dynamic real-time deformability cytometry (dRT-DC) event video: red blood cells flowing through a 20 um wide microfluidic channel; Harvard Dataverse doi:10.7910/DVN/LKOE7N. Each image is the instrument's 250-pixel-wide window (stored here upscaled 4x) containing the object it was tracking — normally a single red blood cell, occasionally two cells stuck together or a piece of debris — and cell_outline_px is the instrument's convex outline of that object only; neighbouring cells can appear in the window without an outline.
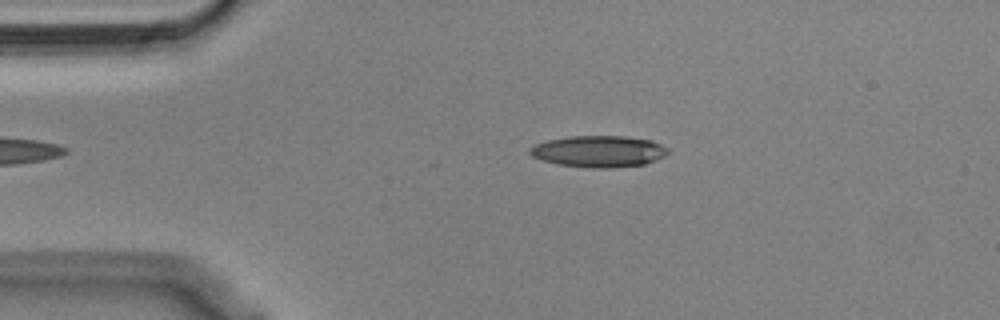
{"species": "Egyptian fruit bat (a non-hibernating species)", "species_latin": "Rousettus aegyptiacus", "temperature_condition": "cold", "stored_images_in_passage": 45, "camera_frame_rate_fps": 3000, "um_per_image_px": 0.085, "animal": {"sex": "male"}, "frame": {"image": 1, "passage_image": 7, "time_ms": 2.0, "image_size_px": [1000, 320], "cell_outline_px": [[668, 152], [664, 156], [656, 160], [644, 164], [608, 168], [592, 168], [556, 164], [540, 160], [532, 156], [528, 152], [528, 148], [536, 144], [548, 140], [568, 136], [624, 136], [652, 140], [668, 148]], "centroid_in_image_um": [50.86, 12.86], "position_along_channel_um": 34.1, "area_um2": 25.43}}
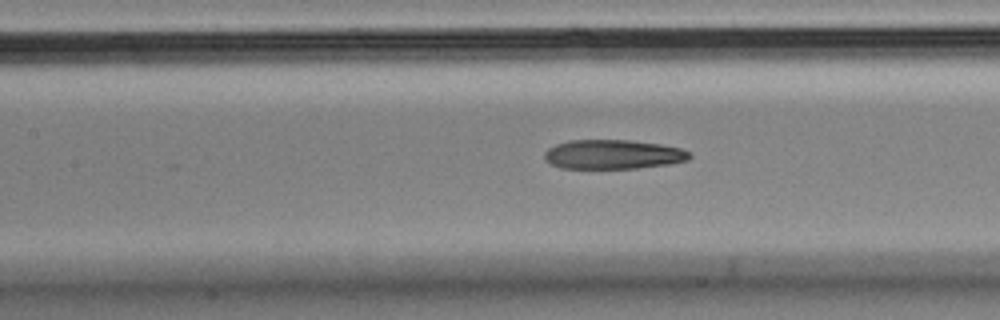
{"frame": {"image": 2, "passage_image": 20, "time_ms": 6.333, "image_size_px": [1000, 320], "cell_outline_px": [[692, 156], [688, 160], [672, 164], [636, 168], [560, 168], [552, 164], [544, 156], [544, 152], [548, 148], [556, 144], [568, 140], [628, 140], [660, 144], [680, 148], [688, 152]], "centroid_in_image_um": [52.12, 13.12], "position_along_channel_um": 155.3, "area_um2": 24.74}}
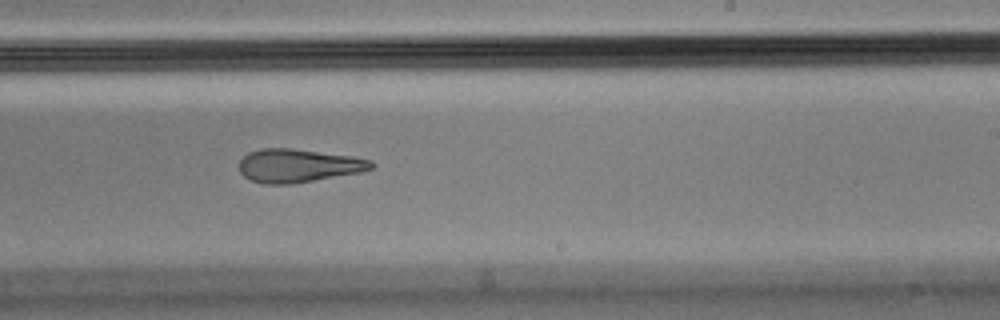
{"frame": {"image": 3, "passage_image": 29, "time_ms": 9.333, "image_size_px": [1000, 320], "cell_outline_px": [[376, 164], [372, 168], [360, 172], [292, 184], [264, 184], [252, 180], [244, 176], [240, 172], [240, 160], [248, 152], [260, 148], [292, 148], [352, 156], [372, 160]], "centroid_in_image_um": [25.35, 14.07], "position_along_channel_um": 263.6, "area_um2": 25.66}, "authors_computed_cell_mechanics": {"area_um2": 25.6632, "velocity_mm_per_s": 3.6218, "shape_relaxation_time_tau1_ms": null, "shape_relaxation_time_tau2_ms": 7.6052, "deformation_change_tau1": null, "deformation_change_tau2": 0.2169}}